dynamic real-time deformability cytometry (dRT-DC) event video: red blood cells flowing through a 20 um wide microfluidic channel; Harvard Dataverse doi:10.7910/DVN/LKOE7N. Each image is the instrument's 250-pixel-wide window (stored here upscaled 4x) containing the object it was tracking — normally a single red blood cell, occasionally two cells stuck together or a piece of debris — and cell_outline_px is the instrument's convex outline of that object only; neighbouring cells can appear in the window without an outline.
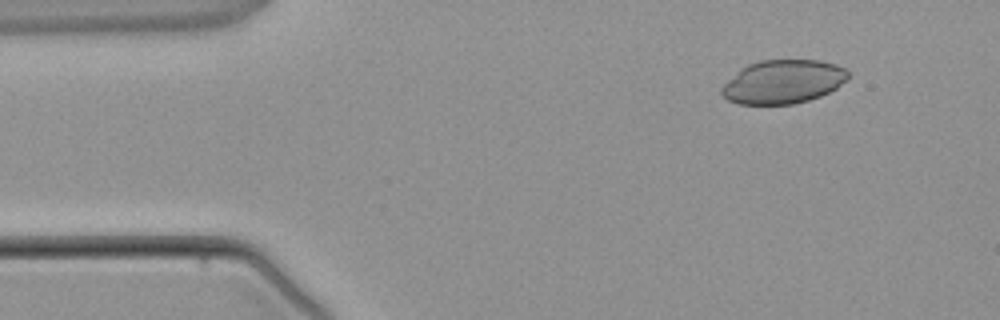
{"species": "common noctule bat (a hibernating species)", "species_latin": "Nyctalus noctula", "temperature_condition": "warm", "stored_images_in_passage": 5, "segment_of_instrument_passage": [2, 2], "camera_frame_rate_fps": 3000, "um_per_image_px": 0.085, "animal": {"sex": "male", "body_mass_g": 21.5, "forearm_length_mm": 52.0}, "frame": {"image": 1, "passage_image": 5, "time_ms": 4.667, "image_size_px": [1000, 320], "cell_outline_px": [[848, 80], [836, 88], [820, 96], [808, 100], [792, 104], [740, 104], [728, 100], [720, 92], [720, 88], [740, 68], [748, 64], [760, 60], [820, 60], [836, 64], [844, 68], [848, 72]], "centroid_in_image_um": [66.56, 6.94], "position_along_channel_um": 18.4, "area_um2": 32.19}}